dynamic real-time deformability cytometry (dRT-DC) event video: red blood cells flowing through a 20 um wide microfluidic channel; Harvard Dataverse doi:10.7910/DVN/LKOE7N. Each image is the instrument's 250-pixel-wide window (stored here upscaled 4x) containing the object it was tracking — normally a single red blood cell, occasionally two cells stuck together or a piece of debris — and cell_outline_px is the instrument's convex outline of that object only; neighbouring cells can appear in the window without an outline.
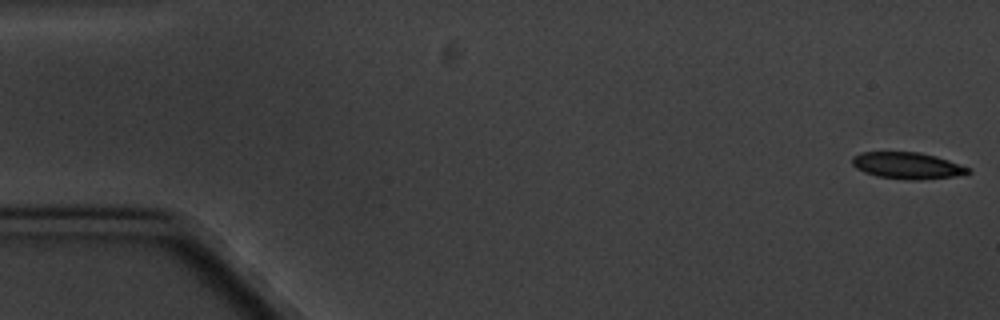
{"species": "common noctule bat (a hibernating species)", "species_latin": "Nyctalus noctula", "temperature_condition": "cold", "stored_images_in_passage": 5, "camera_frame_rate_fps": 3000, "um_per_image_px": 0.085, "animal": {"sex": "male", "body_mass_g": 20.1, "forearm_length_mm": 53.5}, "frame": {"image": 1, "passage_image": 1, "time_ms": 0.0, "image_size_px": [1000, 320], "cell_outline_px": [[972, 172], [968, 176], [916, 180], [908, 180], [876, 176], [864, 172], [856, 168], [852, 164], [852, 156], [860, 152], [920, 152], [936, 156], [972, 168]], "centroid_in_image_um": [77.21, 14.09], "position_along_channel_um": 7.8, "area_um2": 18.44}}
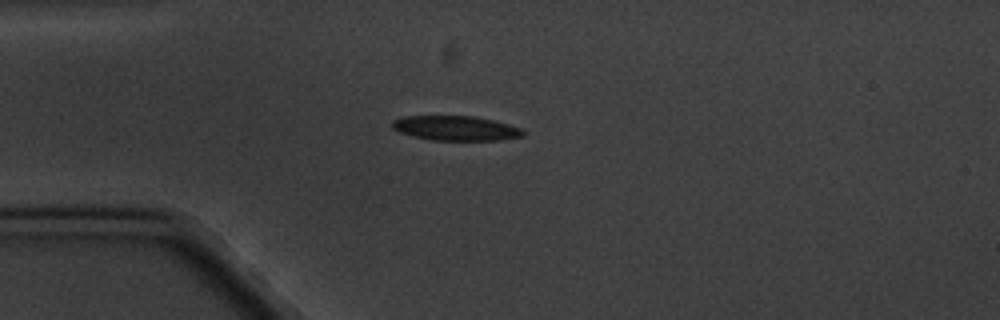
{"frame": {"image": 2, "passage_image": 5, "time_ms": 4.667, "image_size_px": [1000, 320], "cell_outline_px": [[524, 136], [500, 140], [432, 140], [400, 132], [392, 128], [392, 120], [404, 116], [476, 116], [508, 124], [520, 128], [524, 132]], "centroid_in_image_um": [38.74, 10.89], "position_along_channel_um": 46.3, "area_um2": 18.67}}